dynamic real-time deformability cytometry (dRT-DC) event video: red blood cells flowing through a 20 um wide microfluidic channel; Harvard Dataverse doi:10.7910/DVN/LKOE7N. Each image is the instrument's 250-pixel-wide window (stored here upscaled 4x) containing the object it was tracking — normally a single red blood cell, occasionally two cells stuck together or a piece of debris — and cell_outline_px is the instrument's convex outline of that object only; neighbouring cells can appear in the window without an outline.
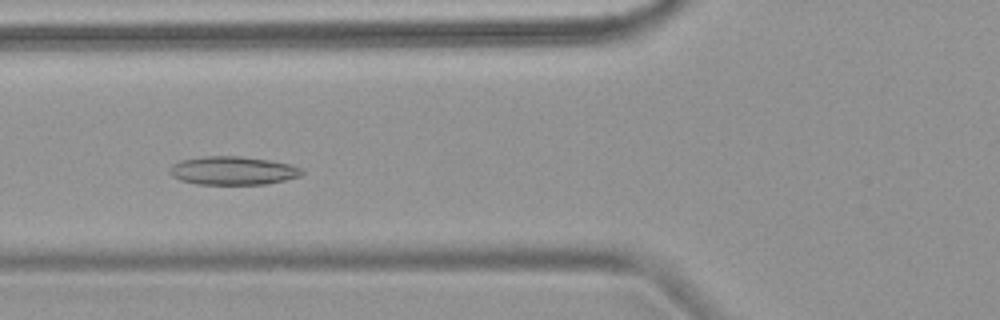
{"species": "common noctule bat (a hibernating species)", "species_latin": "Nyctalus noctula", "temperature_condition": "warm", "stored_images_in_passage": 7, "camera_frame_rate_fps": 3000, "um_per_image_px": 0.085, "animal": {"sex": "female", "body_mass_g": 18.4}, "frame": {"image": 1, "passage_image": 6, "time_ms": 5.667, "image_size_px": [1000, 320], "cell_outline_px": [[304, 172], [300, 176], [284, 180], [264, 184], [196, 184], [180, 180], [172, 176], [168, 172], [172, 164], [180, 160], [204, 156], [240, 156], [268, 160], [292, 164], [300, 168]], "centroid_in_image_um": [19.76, 14.5], "position_along_channel_um": 106.0, "area_um2": 21.91}}
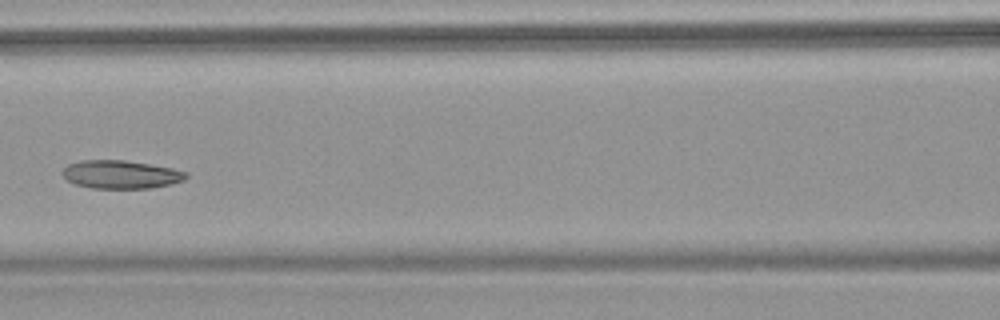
{"frame": {"image": 2, "passage_image": 7, "time_ms": 7.0, "image_size_px": [1000, 320], "cell_outline_px": [[188, 176], [184, 180], [172, 184], [148, 188], [92, 188], [76, 184], [68, 180], [64, 176], [64, 168], [68, 164], [80, 160], [124, 160], [172, 168], [188, 172]], "centroid_in_image_um": [10.3, 14.82], "position_along_channel_um": 156.3, "area_um2": 20.17}}